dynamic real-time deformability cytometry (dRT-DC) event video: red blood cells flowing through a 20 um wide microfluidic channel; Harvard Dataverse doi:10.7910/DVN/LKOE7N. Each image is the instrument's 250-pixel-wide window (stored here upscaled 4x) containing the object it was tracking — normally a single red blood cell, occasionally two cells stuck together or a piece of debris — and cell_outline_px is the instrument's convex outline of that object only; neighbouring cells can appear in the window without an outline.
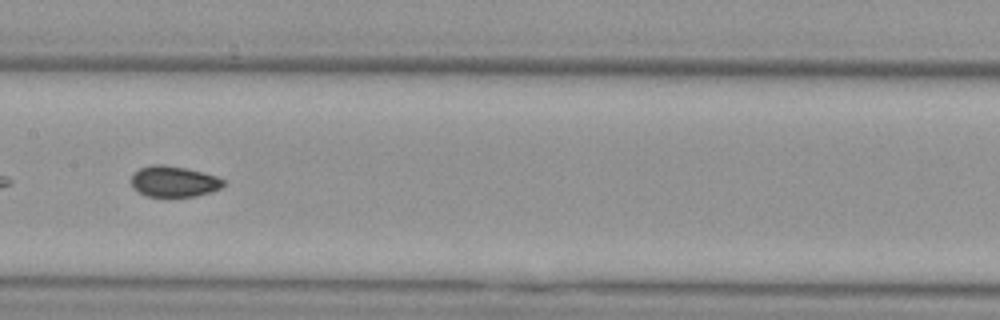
{"species": "Egyptian fruit bat (a non-hibernating species)", "species_latin": "Rousettus aegyptiacus", "temperature_condition": "cold", "stored_images_in_passage": 11, "camera_frame_rate_fps": 3000, "um_per_image_px": 0.085, "animal": {"sex": "female"}, "frame": {"image": 1, "passage_image": 7, "time_ms": 8.333, "image_size_px": [1000, 320], "cell_outline_px": [[224, 184], [220, 188], [212, 192], [196, 196], [148, 196], [132, 188], [132, 172], [140, 168], [152, 164], [164, 164], [204, 172], [216, 176], [224, 180]], "centroid_in_image_um": [14.77, 15.41], "position_along_channel_um": 192.6, "area_um2": 16.59}}
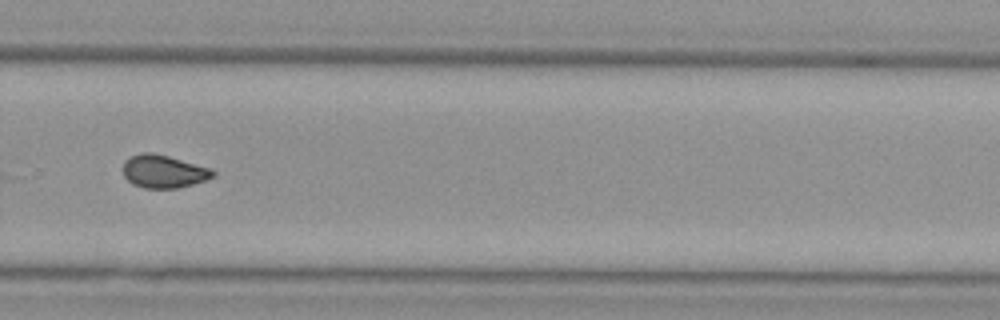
{"frame": {"image": 2, "passage_image": 10, "time_ms": 11.667, "image_size_px": [1000, 320], "cell_outline_px": [[216, 176], [208, 180], [180, 188], [144, 188], [132, 184], [124, 176], [124, 160], [128, 156], [144, 152], [152, 152], [168, 156], [212, 168], [216, 172]], "centroid_in_image_um": [13.94, 14.57], "position_along_channel_um": 315.9, "area_um2": 17.57}}
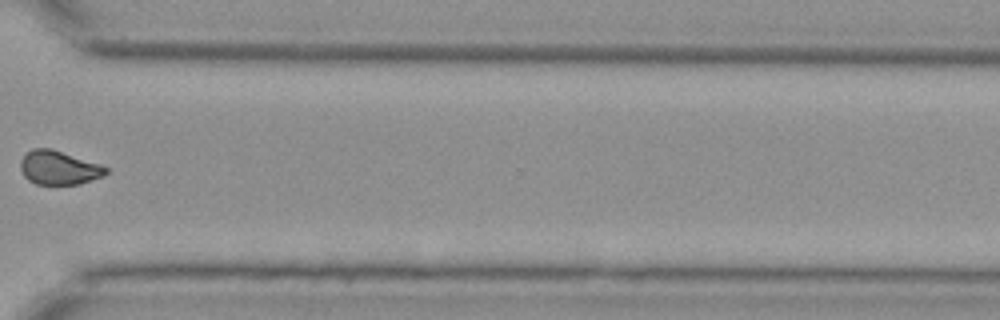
{"frame": {"image": 3, "passage_image": 11, "time_ms": 13.0, "image_size_px": [1000, 320], "cell_outline_px": [[108, 172], [104, 176], [80, 184], [36, 184], [28, 180], [24, 176], [20, 168], [20, 160], [32, 148], [52, 148], [100, 164], [108, 168]], "centroid_in_image_um": [5.01, 14.25], "position_along_channel_um": 365.6, "area_um2": 16.94}, "authors_computed_cell_mechanics": {"area_um2": 17.3978, "velocity_mm_per_s": 3.7029, "shape_relaxation_time_tau1_ms": 2.3126, "shape_relaxation_time_tau2_ms": null, "deformation_change_tau1": 0.0488, "deformation_change_tau2": null}}